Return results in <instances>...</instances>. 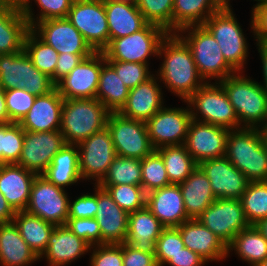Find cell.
I'll list each match as a JSON object with an SVG mask.
<instances>
[{"instance_id":"6da1fadb","label":"cell","mask_w":267,"mask_h":266,"mask_svg":"<svg viewBox=\"0 0 267 266\" xmlns=\"http://www.w3.org/2000/svg\"><path fill=\"white\" fill-rule=\"evenodd\" d=\"M176 35L170 34L162 40L158 55L164 52L165 59L160 67V78L168 87L186 101L204 83L198 72L192 52L186 42ZM163 51V52H162ZM197 79H200V81ZM199 83V84H198Z\"/></svg>"},{"instance_id":"7a4b0ae2","label":"cell","mask_w":267,"mask_h":266,"mask_svg":"<svg viewBox=\"0 0 267 266\" xmlns=\"http://www.w3.org/2000/svg\"><path fill=\"white\" fill-rule=\"evenodd\" d=\"M225 157L250 182L267 181V150L259 127L229 131Z\"/></svg>"},{"instance_id":"3957f363","label":"cell","mask_w":267,"mask_h":266,"mask_svg":"<svg viewBox=\"0 0 267 266\" xmlns=\"http://www.w3.org/2000/svg\"><path fill=\"white\" fill-rule=\"evenodd\" d=\"M110 113L96 98L64 99L59 131L67 144L77 145L106 128Z\"/></svg>"},{"instance_id":"277c9868","label":"cell","mask_w":267,"mask_h":266,"mask_svg":"<svg viewBox=\"0 0 267 266\" xmlns=\"http://www.w3.org/2000/svg\"><path fill=\"white\" fill-rule=\"evenodd\" d=\"M219 83L224 88L240 125L243 122L246 128H258V122L267 124V91L262 85L236 74L227 76Z\"/></svg>"},{"instance_id":"5b68a950","label":"cell","mask_w":267,"mask_h":266,"mask_svg":"<svg viewBox=\"0 0 267 266\" xmlns=\"http://www.w3.org/2000/svg\"><path fill=\"white\" fill-rule=\"evenodd\" d=\"M0 87L3 90L25 89L35 96L51 92L56 85L51 78L33 65L23 50L0 54Z\"/></svg>"},{"instance_id":"8992f818","label":"cell","mask_w":267,"mask_h":266,"mask_svg":"<svg viewBox=\"0 0 267 266\" xmlns=\"http://www.w3.org/2000/svg\"><path fill=\"white\" fill-rule=\"evenodd\" d=\"M192 28L188 37L182 38L189 46L199 74L204 79L208 77L224 80L227 76L237 73L224 59L218 42L204 25L187 26L180 32ZM232 72V73H231Z\"/></svg>"},{"instance_id":"52a82bcc","label":"cell","mask_w":267,"mask_h":266,"mask_svg":"<svg viewBox=\"0 0 267 266\" xmlns=\"http://www.w3.org/2000/svg\"><path fill=\"white\" fill-rule=\"evenodd\" d=\"M230 5H223L213 13L204 26L218 42L226 62L237 72L241 71L247 57V43L242 29L233 16Z\"/></svg>"},{"instance_id":"ba28073f","label":"cell","mask_w":267,"mask_h":266,"mask_svg":"<svg viewBox=\"0 0 267 266\" xmlns=\"http://www.w3.org/2000/svg\"><path fill=\"white\" fill-rule=\"evenodd\" d=\"M167 34L162 27L148 23L138 32L113 39L103 51L105 61L147 64L148 56L158 55L160 44Z\"/></svg>"},{"instance_id":"9c48e42d","label":"cell","mask_w":267,"mask_h":266,"mask_svg":"<svg viewBox=\"0 0 267 266\" xmlns=\"http://www.w3.org/2000/svg\"><path fill=\"white\" fill-rule=\"evenodd\" d=\"M106 127L117 156L142 160L156 150L149 138L146 122L110 113Z\"/></svg>"},{"instance_id":"30bf717a","label":"cell","mask_w":267,"mask_h":266,"mask_svg":"<svg viewBox=\"0 0 267 266\" xmlns=\"http://www.w3.org/2000/svg\"><path fill=\"white\" fill-rule=\"evenodd\" d=\"M95 52L109 45V28L104 0H74L66 17Z\"/></svg>"},{"instance_id":"8fae6325","label":"cell","mask_w":267,"mask_h":266,"mask_svg":"<svg viewBox=\"0 0 267 266\" xmlns=\"http://www.w3.org/2000/svg\"><path fill=\"white\" fill-rule=\"evenodd\" d=\"M69 201L63 188L42 175H36L25 211L54 226H64L68 220Z\"/></svg>"},{"instance_id":"7c38bea8","label":"cell","mask_w":267,"mask_h":266,"mask_svg":"<svg viewBox=\"0 0 267 266\" xmlns=\"http://www.w3.org/2000/svg\"><path fill=\"white\" fill-rule=\"evenodd\" d=\"M203 84L186 102L193 105L202 115L204 123L218 125L229 130L238 129V117L229 98L220 83Z\"/></svg>"},{"instance_id":"4fadbf2b","label":"cell","mask_w":267,"mask_h":266,"mask_svg":"<svg viewBox=\"0 0 267 266\" xmlns=\"http://www.w3.org/2000/svg\"><path fill=\"white\" fill-rule=\"evenodd\" d=\"M197 220L226 245L240 231L251 226L238 199H216Z\"/></svg>"},{"instance_id":"5bb4252c","label":"cell","mask_w":267,"mask_h":266,"mask_svg":"<svg viewBox=\"0 0 267 266\" xmlns=\"http://www.w3.org/2000/svg\"><path fill=\"white\" fill-rule=\"evenodd\" d=\"M197 114L191 110V123L184 142V146L199 164L207 159L225 156L229 129L204 122H197ZM198 119V120H197Z\"/></svg>"},{"instance_id":"9a60e30c","label":"cell","mask_w":267,"mask_h":266,"mask_svg":"<svg viewBox=\"0 0 267 266\" xmlns=\"http://www.w3.org/2000/svg\"><path fill=\"white\" fill-rule=\"evenodd\" d=\"M77 147L82 151H79L81 178H96L98 185L117 156L110 131L106 127L77 144Z\"/></svg>"},{"instance_id":"2e32d148","label":"cell","mask_w":267,"mask_h":266,"mask_svg":"<svg viewBox=\"0 0 267 266\" xmlns=\"http://www.w3.org/2000/svg\"><path fill=\"white\" fill-rule=\"evenodd\" d=\"M59 130L48 132L24 131V143L17 165L41 175L53 157L66 145Z\"/></svg>"},{"instance_id":"e0dca14e","label":"cell","mask_w":267,"mask_h":266,"mask_svg":"<svg viewBox=\"0 0 267 266\" xmlns=\"http://www.w3.org/2000/svg\"><path fill=\"white\" fill-rule=\"evenodd\" d=\"M191 120L189 109L162 107L146 122L153 147L184 145Z\"/></svg>"},{"instance_id":"ac0fdd59","label":"cell","mask_w":267,"mask_h":266,"mask_svg":"<svg viewBox=\"0 0 267 266\" xmlns=\"http://www.w3.org/2000/svg\"><path fill=\"white\" fill-rule=\"evenodd\" d=\"M102 64L103 52H94L84 58L56 84L59 94L64 99L96 98Z\"/></svg>"},{"instance_id":"d6986e66","label":"cell","mask_w":267,"mask_h":266,"mask_svg":"<svg viewBox=\"0 0 267 266\" xmlns=\"http://www.w3.org/2000/svg\"><path fill=\"white\" fill-rule=\"evenodd\" d=\"M198 166L209 179L216 199L240 200L250 182L225 156L201 161Z\"/></svg>"},{"instance_id":"ffe728a7","label":"cell","mask_w":267,"mask_h":266,"mask_svg":"<svg viewBox=\"0 0 267 266\" xmlns=\"http://www.w3.org/2000/svg\"><path fill=\"white\" fill-rule=\"evenodd\" d=\"M31 29H37L38 37L40 35V38L53 47L58 54H93L95 52L67 18L35 22Z\"/></svg>"},{"instance_id":"44dd1931","label":"cell","mask_w":267,"mask_h":266,"mask_svg":"<svg viewBox=\"0 0 267 266\" xmlns=\"http://www.w3.org/2000/svg\"><path fill=\"white\" fill-rule=\"evenodd\" d=\"M97 188V220L101 230V245L121 244L126 241L128 213L113 199L108 191L99 185Z\"/></svg>"},{"instance_id":"7402d4cb","label":"cell","mask_w":267,"mask_h":266,"mask_svg":"<svg viewBox=\"0 0 267 266\" xmlns=\"http://www.w3.org/2000/svg\"><path fill=\"white\" fill-rule=\"evenodd\" d=\"M64 98L55 87L45 95L36 96L33 106L19 122L24 131L60 130Z\"/></svg>"},{"instance_id":"603a6c76","label":"cell","mask_w":267,"mask_h":266,"mask_svg":"<svg viewBox=\"0 0 267 266\" xmlns=\"http://www.w3.org/2000/svg\"><path fill=\"white\" fill-rule=\"evenodd\" d=\"M146 206L165 227H178L190 220L179 184H171L147 193Z\"/></svg>"},{"instance_id":"cb8c5ba5","label":"cell","mask_w":267,"mask_h":266,"mask_svg":"<svg viewBox=\"0 0 267 266\" xmlns=\"http://www.w3.org/2000/svg\"><path fill=\"white\" fill-rule=\"evenodd\" d=\"M177 228L185 247L196 252L206 262L226 257L227 245L197 219L185 221Z\"/></svg>"},{"instance_id":"d4e9b609","label":"cell","mask_w":267,"mask_h":266,"mask_svg":"<svg viewBox=\"0 0 267 266\" xmlns=\"http://www.w3.org/2000/svg\"><path fill=\"white\" fill-rule=\"evenodd\" d=\"M36 175L17 164H0V192L15 212L25 211Z\"/></svg>"},{"instance_id":"484cf974","label":"cell","mask_w":267,"mask_h":266,"mask_svg":"<svg viewBox=\"0 0 267 266\" xmlns=\"http://www.w3.org/2000/svg\"><path fill=\"white\" fill-rule=\"evenodd\" d=\"M154 77L129 90L126 104L118 112L121 116L147 122L162 106V93Z\"/></svg>"},{"instance_id":"4316f807","label":"cell","mask_w":267,"mask_h":266,"mask_svg":"<svg viewBox=\"0 0 267 266\" xmlns=\"http://www.w3.org/2000/svg\"><path fill=\"white\" fill-rule=\"evenodd\" d=\"M165 226L145 206L128 215L125 243L146 253H155L156 241Z\"/></svg>"},{"instance_id":"83f0119b","label":"cell","mask_w":267,"mask_h":266,"mask_svg":"<svg viewBox=\"0 0 267 266\" xmlns=\"http://www.w3.org/2000/svg\"><path fill=\"white\" fill-rule=\"evenodd\" d=\"M90 248L86 241L75 235L66 225L55 226L43 255L47 257L50 266H63L76 260Z\"/></svg>"},{"instance_id":"f1b7e54d","label":"cell","mask_w":267,"mask_h":266,"mask_svg":"<svg viewBox=\"0 0 267 266\" xmlns=\"http://www.w3.org/2000/svg\"><path fill=\"white\" fill-rule=\"evenodd\" d=\"M30 29L20 8L0 3V54L22 52Z\"/></svg>"},{"instance_id":"f546056e","label":"cell","mask_w":267,"mask_h":266,"mask_svg":"<svg viewBox=\"0 0 267 266\" xmlns=\"http://www.w3.org/2000/svg\"><path fill=\"white\" fill-rule=\"evenodd\" d=\"M109 28V43L143 29L148 22L136 5L115 0H104Z\"/></svg>"},{"instance_id":"4dcf8cb0","label":"cell","mask_w":267,"mask_h":266,"mask_svg":"<svg viewBox=\"0 0 267 266\" xmlns=\"http://www.w3.org/2000/svg\"><path fill=\"white\" fill-rule=\"evenodd\" d=\"M184 208L190 219H197L215 200L210 181L197 166L187 179L179 183Z\"/></svg>"},{"instance_id":"1f68e13d","label":"cell","mask_w":267,"mask_h":266,"mask_svg":"<svg viewBox=\"0 0 267 266\" xmlns=\"http://www.w3.org/2000/svg\"><path fill=\"white\" fill-rule=\"evenodd\" d=\"M38 259L14 222L0 224V263L3 266H25Z\"/></svg>"},{"instance_id":"d6a6232c","label":"cell","mask_w":267,"mask_h":266,"mask_svg":"<svg viewBox=\"0 0 267 266\" xmlns=\"http://www.w3.org/2000/svg\"><path fill=\"white\" fill-rule=\"evenodd\" d=\"M223 5L222 0H174L172 30L179 32L187 26L203 25Z\"/></svg>"},{"instance_id":"836d02e7","label":"cell","mask_w":267,"mask_h":266,"mask_svg":"<svg viewBox=\"0 0 267 266\" xmlns=\"http://www.w3.org/2000/svg\"><path fill=\"white\" fill-rule=\"evenodd\" d=\"M77 145L66 144L52 159L51 164L41 174L57 187L63 188L76 183L80 176L79 151Z\"/></svg>"},{"instance_id":"e575fe53","label":"cell","mask_w":267,"mask_h":266,"mask_svg":"<svg viewBox=\"0 0 267 266\" xmlns=\"http://www.w3.org/2000/svg\"><path fill=\"white\" fill-rule=\"evenodd\" d=\"M129 90L115 70L105 61V54L103 53V65L99 76L96 99L111 113H118L126 104Z\"/></svg>"},{"instance_id":"d590c367","label":"cell","mask_w":267,"mask_h":266,"mask_svg":"<svg viewBox=\"0 0 267 266\" xmlns=\"http://www.w3.org/2000/svg\"><path fill=\"white\" fill-rule=\"evenodd\" d=\"M13 222L18 227L22 239L41 258L47 249L48 239L55 226L26 211H17Z\"/></svg>"},{"instance_id":"8d00e7d4","label":"cell","mask_w":267,"mask_h":266,"mask_svg":"<svg viewBox=\"0 0 267 266\" xmlns=\"http://www.w3.org/2000/svg\"><path fill=\"white\" fill-rule=\"evenodd\" d=\"M233 248L252 266H256L267 258V240L255 225L240 231L227 245V253Z\"/></svg>"},{"instance_id":"74e56055","label":"cell","mask_w":267,"mask_h":266,"mask_svg":"<svg viewBox=\"0 0 267 266\" xmlns=\"http://www.w3.org/2000/svg\"><path fill=\"white\" fill-rule=\"evenodd\" d=\"M155 151L162 157L171 184L185 181L198 166L184 145L163 146Z\"/></svg>"},{"instance_id":"f35d334b","label":"cell","mask_w":267,"mask_h":266,"mask_svg":"<svg viewBox=\"0 0 267 266\" xmlns=\"http://www.w3.org/2000/svg\"><path fill=\"white\" fill-rule=\"evenodd\" d=\"M141 160L116 156L99 186L121 184L141 186Z\"/></svg>"},{"instance_id":"ab89813d","label":"cell","mask_w":267,"mask_h":266,"mask_svg":"<svg viewBox=\"0 0 267 266\" xmlns=\"http://www.w3.org/2000/svg\"><path fill=\"white\" fill-rule=\"evenodd\" d=\"M37 30L30 29L24 42V51L30 57L33 65L41 72L51 77L55 72L58 60L57 51L45 43L42 39L38 40Z\"/></svg>"},{"instance_id":"60d3db41","label":"cell","mask_w":267,"mask_h":266,"mask_svg":"<svg viewBox=\"0 0 267 266\" xmlns=\"http://www.w3.org/2000/svg\"><path fill=\"white\" fill-rule=\"evenodd\" d=\"M240 201L250 225L267 218V181L249 182Z\"/></svg>"},{"instance_id":"b9f144b4","label":"cell","mask_w":267,"mask_h":266,"mask_svg":"<svg viewBox=\"0 0 267 266\" xmlns=\"http://www.w3.org/2000/svg\"><path fill=\"white\" fill-rule=\"evenodd\" d=\"M24 143V130L19 123L0 124V164H17Z\"/></svg>"},{"instance_id":"7bdbcfd3","label":"cell","mask_w":267,"mask_h":266,"mask_svg":"<svg viewBox=\"0 0 267 266\" xmlns=\"http://www.w3.org/2000/svg\"><path fill=\"white\" fill-rule=\"evenodd\" d=\"M141 186L146 193L171 185L162 157L154 151L141 160Z\"/></svg>"},{"instance_id":"ee69618b","label":"cell","mask_w":267,"mask_h":266,"mask_svg":"<svg viewBox=\"0 0 267 266\" xmlns=\"http://www.w3.org/2000/svg\"><path fill=\"white\" fill-rule=\"evenodd\" d=\"M174 0H137L136 6L148 23L158 25L172 33Z\"/></svg>"},{"instance_id":"f6af8a7d","label":"cell","mask_w":267,"mask_h":266,"mask_svg":"<svg viewBox=\"0 0 267 266\" xmlns=\"http://www.w3.org/2000/svg\"><path fill=\"white\" fill-rule=\"evenodd\" d=\"M100 187L106 189L112 199L128 214L146 206L147 193L142 186L121 184Z\"/></svg>"},{"instance_id":"bcb514c9","label":"cell","mask_w":267,"mask_h":266,"mask_svg":"<svg viewBox=\"0 0 267 266\" xmlns=\"http://www.w3.org/2000/svg\"><path fill=\"white\" fill-rule=\"evenodd\" d=\"M38 3L41 14L37 22L54 19V18H66L68 12L74 2V0H35ZM21 12L27 19L30 28L34 27V18L31 13L29 0H24L23 5L20 7Z\"/></svg>"},{"instance_id":"7dc6e473","label":"cell","mask_w":267,"mask_h":266,"mask_svg":"<svg viewBox=\"0 0 267 266\" xmlns=\"http://www.w3.org/2000/svg\"><path fill=\"white\" fill-rule=\"evenodd\" d=\"M185 245L177 227H165L156 241L155 259L158 266L166 264L171 256L176 255Z\"/></svg>"},{"instance_id":"c3c4849f","label":"cell","mask_w":267,"mask_h":266,"mask_svg":"<svg viewBox=\"0 0 267 266\" xmlns=\"http://www.w3.org/2000/svg\"><path fill=\"white\" fill-rule=\"evenodd\" d=\"M6 107L11 122L19 123L33 106L35 95L25 89L4 90Z\"/></svg>"},{"instance_id":"681fc988","label":"cell","mask_w":267,"mask_h":266,"mask_svg":"<svg viewBox=\"0 0 267 266\" xmlns=\"http://www.w3.org/2000/svg\"><path fill=\"white\" fill-rule=\"evenodd\" d=\"M106 62L115 70L116 74L129 89L135 88L152 76L148 71V64L122 61Z\"/></svg>"},{"instance_id":"f907efd6","label":"cell","mask_w":267,"mask_h":266,"mask_svg":"<svg viewBox=\"0 0 267 266\" xmlns=\"http://www.w3.org/2000/svg\"><path fill=\"white\" fill-rule=\"evenodd\" d=\"M66 226L90 246L101 245V230L95 218H68Z\"/></svg>"},{"instance_id":"816d5d0a","label":"cell","mask_w":267,"mask_h":266,"mask_svg":"<svg viewBox=\"0 0 267 266\" xmlns=\"http://www.w3.org/2000/svg\"><path fill=\"white\" fill-rule=\"evenodd\" d=\"M92 253V266H123V243L97 245Z\"/></svg>"},{"instance_id":"f5cc1de1","label":"cell","mask_w":267,"mask_h":266,"mask_svg":"<svg viewBox=\"0 0 267 266\" xmlns=\"http://www.w3.org/2000/svg\"><path fill=\"white\" fill-rule=\"evenodd\" d=\"M94 195H82L73 203L69 202L68 218H95L97 212V190Z\"/></svg>"},{"instance_id":"db71d44e","label":"cell","mask_w":267,"mask_h":266,"mask_svg":"<svg viewBox=\"0 0 267 266\" xmlns=\"http://www.w3.org/2000/svg\"><path fill=\"white\" fill-rule=\"evenodd\" d=\"M92 54H70L62 53L58 55L54 74L50 77L56 85L61 79L69 74L84 58Z\"/></svg>"},{"instance_id":"11a10c76","label":"cell","mask_w":267,"mask_h":266,"mask_svg":"<svg viewBox=\"0 0 267 266\" xmlns=\"http://www.w3.org/2000/svg\"><path fill=\"white\" fill-rule=\"evenodd\" d=\"M123 266H158L155 253H146L123 243Z\"/></svg>"},{"instance_id":"9f6ffc18","label":"cell","mask_w":267,"mask_h":266,"mask_svg":"<svg viewBox=\"0 0 267 266\" xmlns=\"http://www.w3.org/2000/svg\"><path fill=\"white\" fill-rule=\"evenodd\" d=\"M256 1L259 3L253 9L252 29L258 43L267 42V0Z\"/></svg>"},{"instance_id":"6f0895ef","label":"cell","mask_w":267,"mask_h":266,"mask_svg":"<svg viewBox=\"0 0 267 266\" xmlns=\"http://www.w3.org/2000/svg\"><path fill=\"white\" fill-rule=\"evenodd\" d=\"M206 261L196 252L184 247L166 262L171 266H201Z\"/></svg>"},{"instance_id":"680465c9","label":"cell","mask_w":267,"mask_h":266,"mask_svg":"<svg viewBox=\"0 0 267 266\" xmlns=\"http://www.w3.org/2000/svg\"><path fill=\"white\" fill-rule=\"evenodd\" d=\"M15 213L16 212L7 203V200L0 192V224L13 222V218L15 217Z\"/></svg>"},{"instance_id":"91938a15","label":"cell","mask_w":267,"mask_h":266,"mask_svg":"<svg viewBox=\"0 0 267 266\" xmlns=\"http://www.w3.org/2000/svg\"><path fill=\"white\" fill-rule=\"evenodd\" d=\"M259 47L258 51L260 52L261 60L263 63V74H264V86L262 87L267 91V42H262L257 44Z\"/></svg>"},{"instance_id":"94428289","label":"cell","mask_w":267,"mask_h":266,"mask_svg":"<svg viewBox=\"0 0 267 266\" xmlns=\"http://www.w3.org/2000/svg\"><path fill=\"white\" fill-rule=\"evenodd\" d=\"M4 90L0 87V124L10 123Z\"/></svg>"},{"instance_id":"6125c7cd","label":"cell","mask_w":267,"mask_h":266,"mask_svg":"<svg viewBox=\"0 0 267 266\" xmlns=\"http://www.w3.org/2000/svg\"><path fill=\"white\" fill-rule=\"evenodd\" d=\"M255 226L267 240V218L260 220Z\"/></svg>"},{"instance_id":"be15d7a7","label":"cell","mask_w":267,"mask_h":266,"mask_svg":"<svg viewBox=\"0 0 267 266\" xmlns=\"http://www.w3.org/2000/svg\"><path fill=\"white\" fill-rule=\"evenodd\" d=\"M0 3H5L20 8L23 5L24 0H0Z\"/></svg>"},{"instance_id":"e7e4bbea","label":"cell","mask_w":267,"mask_h":266,"mask_svg":"<svg viewBox=\"0 0 267 266\" xmlns=\"http://www.w3.org/2000/svg\"><path fill=\"white\" fill-rule=\"evenodd\" d=\"M262 128V129H261ZM260 128V133L263 138V142L265 144L266 150H267V124Z\"/></svg>"},{"instance_id":"03108f58","label":"cell","mask_w":267,"mask_h":266,"mask_svg":"<svg viewBox=\"0 0 267 266\" xmlns=\"http://www.w3.org/2000/svg\"><path fill=\"white\" fill-rule=\"evenodd\" d=\"M115 1H121V2H124V3L133 4V5L137 4V0H115Z\"/></svg>"},{"instance_id":"003e7915","label":"cell","mask_w":267,"mask_h":266,"mask_svg":"<svg viewBox=\"0 0 267 266\" xmlns=\"http://www.w3.org/2000/svg\"><path fill=\"white\" fill-rule=\"evenodd\" d=\"M256 266H267V258L263 262L258 263Z\"/></svg>"},{"instance_id":"a7ac6f4b","label":"cell","mask_w":267,"mask_h":266,"mask_svg":"<svg viewBox=\"0 0 267 266\" xmlns=\"http://www.w3.org/2000/svg\"><path fill=\"white\" fill-rule=\"evenodd\" d=\"M228 1L229 0H222V2H223L224 5H229Z\"/></svg>"}]
</instances>
